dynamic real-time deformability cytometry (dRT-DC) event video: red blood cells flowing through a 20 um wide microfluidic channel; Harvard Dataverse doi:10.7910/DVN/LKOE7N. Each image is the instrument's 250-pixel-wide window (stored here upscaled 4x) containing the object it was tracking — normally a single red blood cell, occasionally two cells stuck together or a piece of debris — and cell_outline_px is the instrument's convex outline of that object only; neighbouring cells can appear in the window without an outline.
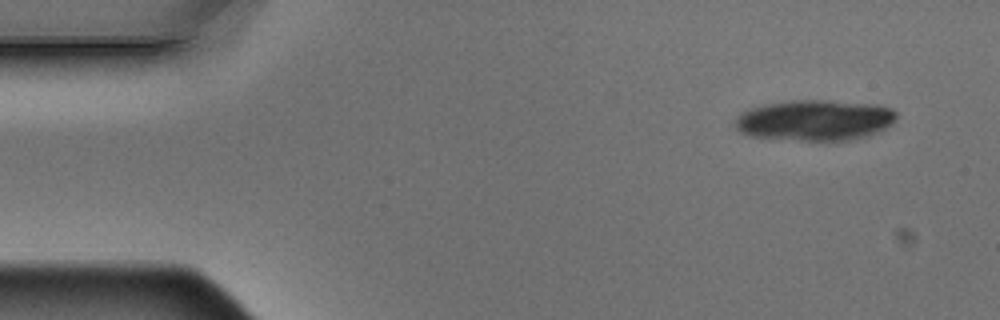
{"species": "Egyptian fruit bat (a non-hibernating species)", "species_latin": "Rousettus aegyptiacus", "temperature_condition": "warm", "stored_images_in_passage": 5, "camera_frame_rate_fps": 3000, "um_per_image_px": 0.085, "animal": {"sex": "male"}, "frame": {"image": 1, "passage_image": 1, "time_ms": 0.0, "image_size_px": [1000, 320], "cell_outline_px": [[896, 120], [892, 124], [868, 136], [848, 140], [804, 140], [748, 136], [740, 132], [732, 124], [736, 116], [740, 112], [764, 104], [792, 100], [832, 100], [880, 104], [892, 108], [896, 112]], "centroid_in_image_um": [69.26, 10.2], "position_along_channel_um": 15.7, "area_um2": 38.73}}
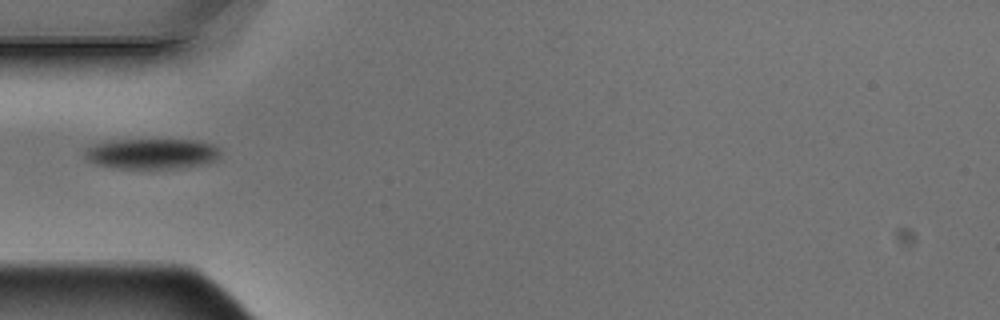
{"frame": {"image": 2, "passage_image": 5, "time_ms": 1.333, "image_size_px": [1000, 320], "cell_outline_px": [[220, 156], [216, 160], [208, 164], [184, 168], [112, 168], [96, 164], [88, 160], [84, 156], [84, 152], [88, 148], [96, 144], [116, 140], [196, 140], [212, 144], [220, 152]], "centroid_in_image_um": [12.94, 13.08], "position_along_channel_um": 72.1, "area_um2": 24.04}}